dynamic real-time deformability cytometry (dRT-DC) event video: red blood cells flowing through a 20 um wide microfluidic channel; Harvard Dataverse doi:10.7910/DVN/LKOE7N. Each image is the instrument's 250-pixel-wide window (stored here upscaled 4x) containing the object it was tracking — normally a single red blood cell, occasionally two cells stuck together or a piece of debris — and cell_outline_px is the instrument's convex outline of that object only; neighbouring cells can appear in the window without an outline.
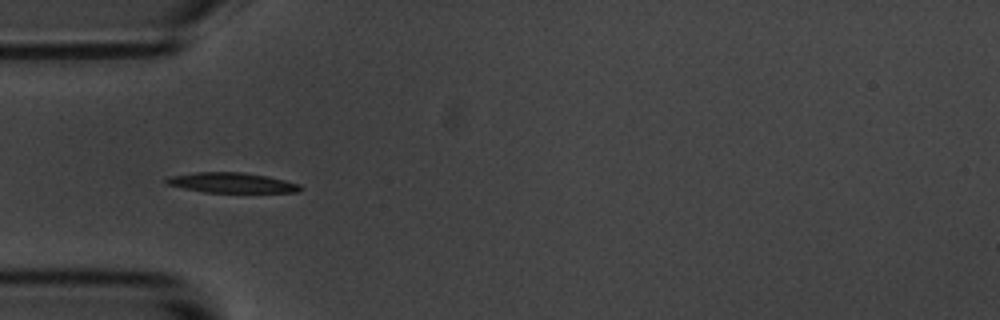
{"species": "common noctule bat (a hibernating species)", "species_latin": "Nyctalus noctula", "temperature_condition": "room temperature", "stored_images_in_passage": 7, "segment_of_instrument_passage": [2, 2], "camera_frame_rate_fps": 3000, "um_per_image_px": 0.085, "animal": {"sex": "male", "body_mass_g": 20.1, "forearm_length_mm": 53.5}, "frame": {"image": 1, "passage_image": 6, "time_ms": 6.667, "image_size_px": [1000, 320], "cell_outline_px": [[304, 188], [300, 192], [204, 192], [164, 184], [164, 180], [172, 176], [196, 172], [244, 172], [268, 176], [300, 184]], "centroid_in_image_um": [19.72, 15.53], "position_along_channel_um": 65.3, "area_um2": 15.72}}